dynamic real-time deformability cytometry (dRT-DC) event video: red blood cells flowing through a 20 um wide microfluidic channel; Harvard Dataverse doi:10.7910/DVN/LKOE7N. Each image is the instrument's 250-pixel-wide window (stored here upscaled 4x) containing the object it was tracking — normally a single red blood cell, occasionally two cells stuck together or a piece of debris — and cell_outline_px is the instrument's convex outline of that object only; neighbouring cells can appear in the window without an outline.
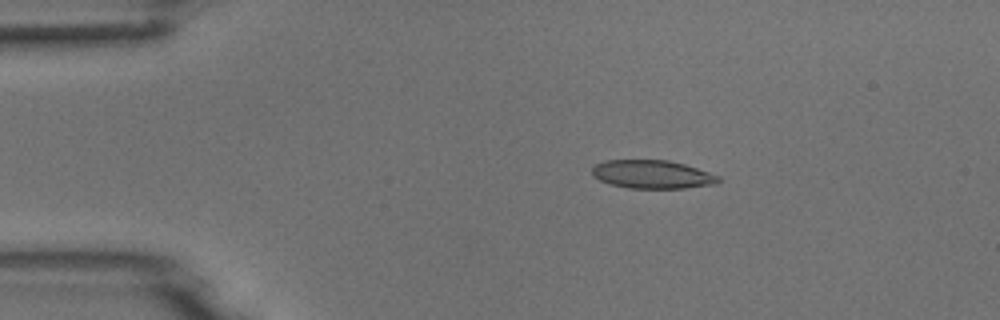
{"species": "common noctule bat (a hibernating species)", "species_latin": "Nyctalus noctula", "temperature_condition": "room temperature", "stored_images_in_passage": 8, "camera_frame_rate_fps": 3000, "um_per_image_px": 0.085, "animal": {"sex": "male", "body_mass_g": 18.8}, "frame": {"image": 1, "passage_image": 3, "time_ms": 2.333, "image_size_px": [1000, 320], "cell_outline_px": [[720, 180], [716, 184], [684, 188], [628, 188], [612, 184], [600, 180], [592, 176], [592, 168], [596, 164], [604, 160], [668, 160], [684, 164], [720, 176]], "centroid_in_image_um": [55.43, 14.82], "position_along_channel_um": 29.6, "area_um2": 20.81}}
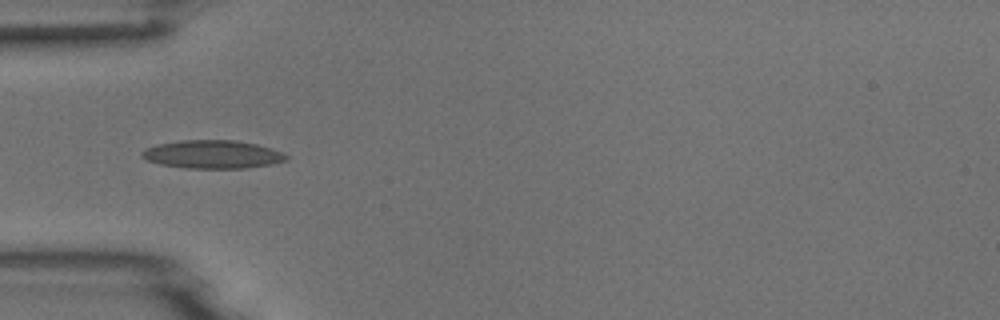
{"frame": {"image": 2, "passage_image": 5, "time_ms": 4.667, "image_size_px": [1000, 320], "cell_outline_px": [[288, 160], [272, 164], [248, 168], [184, 168], [160, 164], [148, 160], [140, 156], [140, 152], [148, 148], [160, 144], [180, 140], [236, 140], [256, 144], [272, 148], [284, 152], [288, 156]], "centroid_in_image_um": [18.12, 13.12], "position_along_channel_um": 66.9, "area_um2": 23.81}}